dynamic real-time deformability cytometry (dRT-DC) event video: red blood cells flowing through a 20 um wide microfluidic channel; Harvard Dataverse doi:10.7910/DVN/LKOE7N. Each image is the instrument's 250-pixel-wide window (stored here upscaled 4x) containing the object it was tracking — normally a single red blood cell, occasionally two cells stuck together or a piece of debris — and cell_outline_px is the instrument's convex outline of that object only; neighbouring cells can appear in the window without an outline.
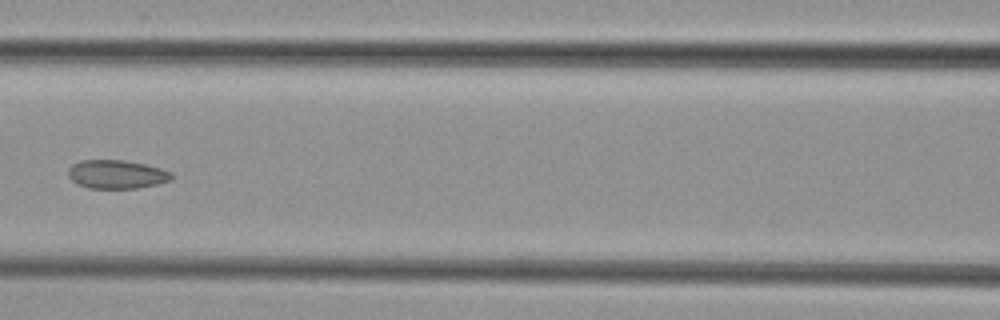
{"species": "common noctule bat (a hibernating species)", "species_latin": "Nyctalus noctula", "temperature_condition": "cold", "stored_images_in_passage": 8, "camera_frame_rate_fps": 3000, "um_per_image_px": 0.085, "animal": {"sex": "female", "body_mass_g": 29.2, "forearm_length_mm": 56.3}, "frame": {"image": 1, "passage_image": 7, "time_ms": 8.0, "image_size_px": [1000, 320], "cell_outline_px": [[172, 180], [160, 184], [136, 188], [88, 188], [76, 184], [68, 176], [68, 168], [72, 164], [80, 160], [124, 160], [144, 164], [160, 168], [172, 172]], "centroid_in_image_um": [9.91, 14.82], "position_along_channel_um": 156.7, "area_um2": 17.4}}
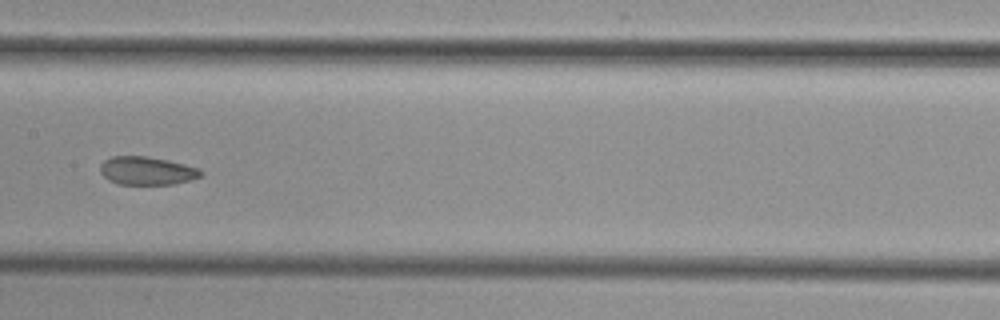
{"frame": {"image": 2, "passage_image": 8, "time_ms": 9.0, "image_size_px": [1000, 320], "cell_outline_px": [[204, 172], [200, 176], [188, 180], [172, 184], [120, 184], [108, 180], [100, 172], [100, 164], [104, 160], [112, 156], [148, 156], [168, 160], [200, 168]], "centroid_in_image_um": [12.47, 14.5], "position_along_channel_um": 194.9, "area_um2": 16.53}}